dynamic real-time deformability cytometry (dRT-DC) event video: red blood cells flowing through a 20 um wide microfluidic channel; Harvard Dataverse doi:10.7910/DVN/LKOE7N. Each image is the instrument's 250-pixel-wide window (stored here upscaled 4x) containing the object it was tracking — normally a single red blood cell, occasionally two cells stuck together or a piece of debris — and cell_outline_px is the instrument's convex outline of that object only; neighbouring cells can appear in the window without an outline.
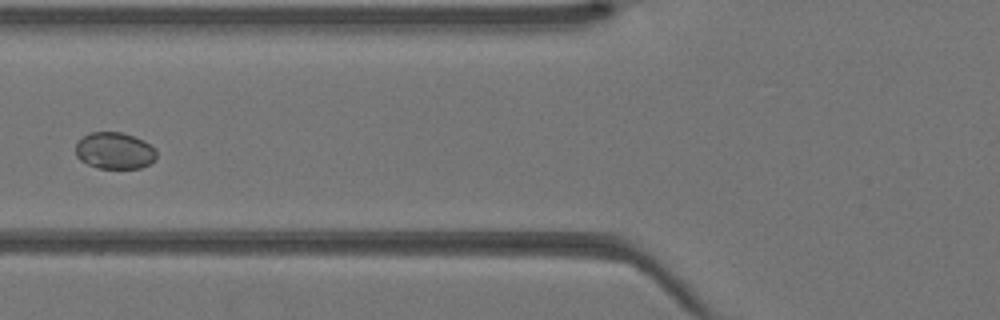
{"species": "Egyptian fruit bat (a non-hibernating species)", "species_latin": "Rousettus aegyptiacus", "temperature_condition": "warm", "stored_images_in_passage": 43, "camera_frame_rate_fps": 3000, "um_per_image_px": 0.085, "animal": {"sex": "female"}, "frame": {"image": 1, "passage_image": 17, "time_ms": 5.333, "image_size_px": [1000, 320], "cell_outline_px": [[156, 160], [140, 168], [100, 168], [88, 164], [80, 160], [76, 156], [76, 144], [84, 136], [92, 132], [120, 132], [144, 140], [156, 152]], "centroid_in_image_um": [9.73, 12.81], "position_along_channel_um": 116.1, "area_um2": 17.05}}
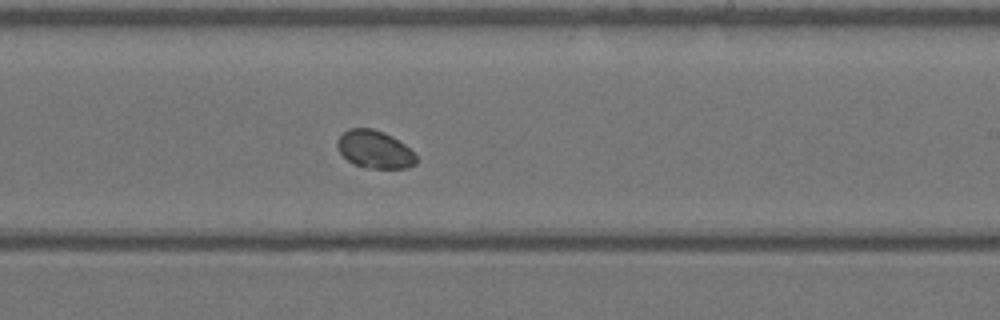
{"frame": {"image": 2, "passage_image": 26, "time_ms": 8.333, "image_size_px": [1000, 320], "cell_outline_px": [[416, 164], [408, 168], [368, 168], [356, 164], [348, 160], [340, 152], [336, 144], [336, 140], [348, 128], [372, 128], [384, 132], [392, 136], [404, 144], [416, 156]], "centroid_in_image_um": [31.84, 12.69], "position_along_channel_um": 257.2, "area_um2": 17.22}}
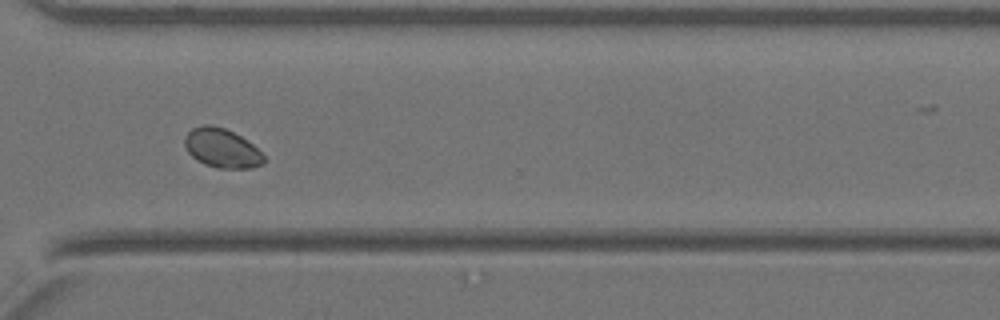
{"frame": {"image": 3, "passage_image": 32, "time_ms": 10.333, "image_size_px": [1000, 320], "cell_outline_px": [[264, 164], [252, 168], [216, 168], [204, 164], [196, 160], [188, 152], [184, 144], [184, 136], [192, 128], [204, 124], [212, 124], [224, 128], [240, 136], [252, 144], [264, 156]], "centroid_in_image_um": [18.83, 12.59], "position_along_channel_um": 351.8, "area_um2": 18.09}}